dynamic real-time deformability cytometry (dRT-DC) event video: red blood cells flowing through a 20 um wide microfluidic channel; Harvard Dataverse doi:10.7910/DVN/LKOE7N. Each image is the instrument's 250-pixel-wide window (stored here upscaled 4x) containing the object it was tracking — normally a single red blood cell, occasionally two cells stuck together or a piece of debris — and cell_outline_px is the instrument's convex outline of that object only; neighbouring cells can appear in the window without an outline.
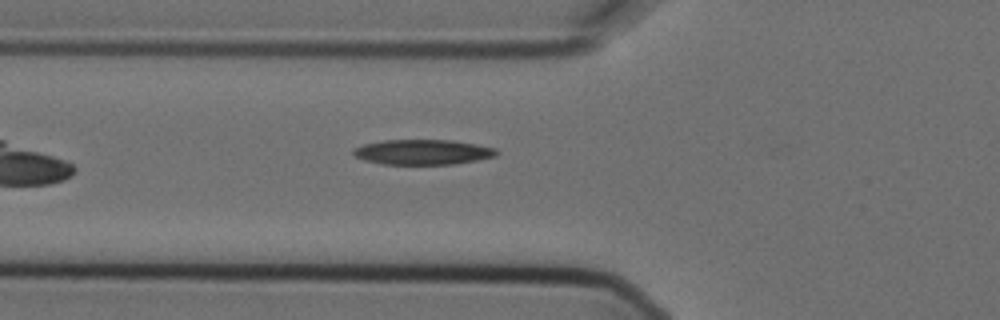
{"species": "Egyptian fruit bat (a non-hibernating species)", "species_latin": "Rousettus aegyptiacus", "temperature_condition": "cold", "stored_images_in_passage": 7, "camera_frame_rate_fps": 3000, "um_per_image_px": 0.085, "animal": {"sex": "female"}, "frame": {"image": 1, "passage_image": 7, "time_ms": 2.0, "image_size_px": [1000, 320], "cell_outline_px": [[496, 156], [476, 160], [452, 164], [384, 164], [364, 160], [356, 156], [352, 152], [356, 148], [364, 144], [384, 140], [452, 140], [476, 144], [496, 148]], "centroid_in_image_um": [35.94, 12.92], "position_along_channel_um": 89.9, "area_um2": 20.69}}